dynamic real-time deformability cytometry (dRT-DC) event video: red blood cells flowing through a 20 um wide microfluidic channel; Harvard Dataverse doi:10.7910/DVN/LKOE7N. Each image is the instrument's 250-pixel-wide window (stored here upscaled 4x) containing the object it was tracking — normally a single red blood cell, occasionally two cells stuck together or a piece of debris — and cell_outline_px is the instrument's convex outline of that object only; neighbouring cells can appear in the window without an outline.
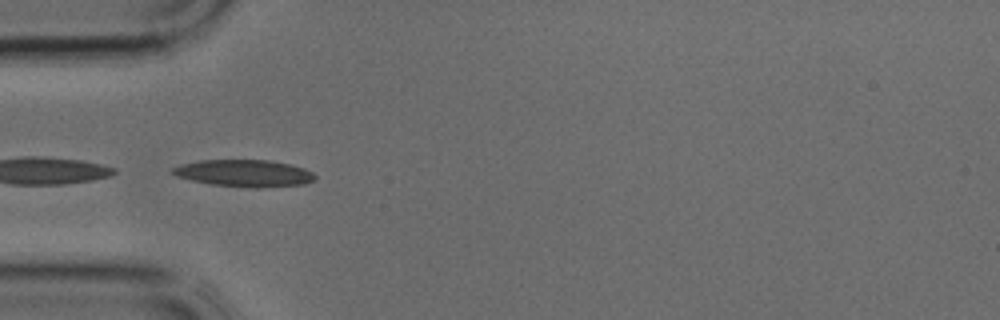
{"species": "common noctule bat (a hibernating species)", "species_latin": "Nyctalus noctula", "temperature_condition": "cold", "stored_images_in_passage": 21, "camera_frame_rate_fps": 3000, "um_per_image_px": 0.085, "animal": {"sex": "male", "body_mass_g": 17.9, "forearm_length_mm": 54.2}, "frame": {"image": 1, "passage_image": 4, "time_ms": 1.0, "image_size_px": [1000, 320], "cell_outline_px": [[316, 180], [304, 184], [260, 188], [252, 188], [212, 184], [192, 180], [176, 176], [168, 172], [172, 168], [180, 164], [200, 160], [268, 160], [292, 164], [304, 168], [312, 172], [316, 176]], "centroid_in_image_um": [20.77, 14.72], "position_along_channel_um": 64.2, "area_um2": 22.6}}